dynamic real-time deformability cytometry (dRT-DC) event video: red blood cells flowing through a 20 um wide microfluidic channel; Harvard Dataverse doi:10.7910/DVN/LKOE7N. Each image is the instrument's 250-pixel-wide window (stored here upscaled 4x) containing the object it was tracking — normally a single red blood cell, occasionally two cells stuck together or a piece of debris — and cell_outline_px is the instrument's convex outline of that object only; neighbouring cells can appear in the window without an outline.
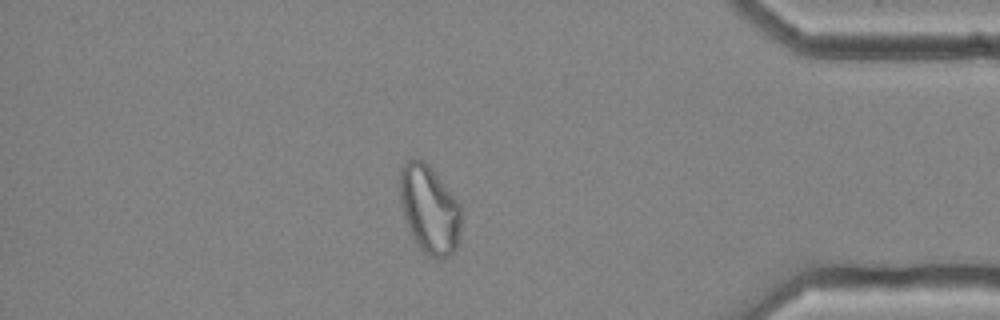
{"species": "common noctule bat (a hibernating species)", "species_latin": "Nyctalus noctula", "temperature_condition": "cold", "stored_images_in_passage": 52, "camera_frame_rate_fps": 3000, "um_per_image_px": 0.085, "animal": {"sex": "female", "body_mass_g": 25.1}, "frame": {"image": 1, "passage_image": 45, "time_ms": 14.667, "image_size_px": [1000, 320], "cell_outline_px": [[460, 232], [456, 248], [448, 256], [440, 260], [436, 260], [428, 256], [416, 244], [412, 236], [404, 216], [400, 200], [400, 168], [408, 160], [424, 160], [428, 164], [460, 204]], "centroid_in_image_um": [36.49, 17.83], "position_along_channel_um": 398.7, "area_um2": 31.33}}